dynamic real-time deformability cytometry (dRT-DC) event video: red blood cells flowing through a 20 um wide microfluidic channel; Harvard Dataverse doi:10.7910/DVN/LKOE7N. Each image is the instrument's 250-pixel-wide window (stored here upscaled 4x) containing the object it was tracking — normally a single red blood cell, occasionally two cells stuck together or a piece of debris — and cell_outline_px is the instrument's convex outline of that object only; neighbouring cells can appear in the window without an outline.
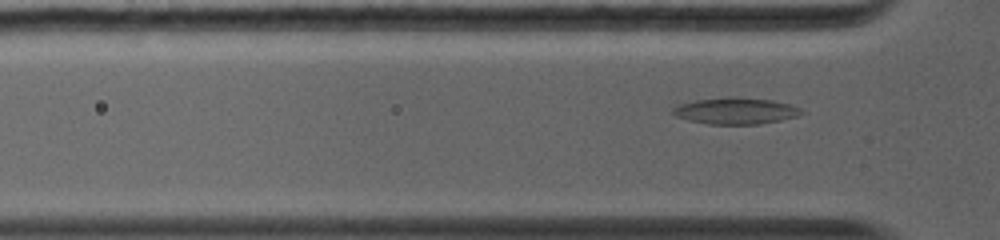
{"species": "common noctule bat (a hibernating species)", "species_latin": "Nyctalus noctula", "temperature_condition": "warm", "stored_images_in_passage": 52, "camera_frame_rate_fps": 5000, "um_per_image_px": 0.085, "animal": {"sex": "female", "body_mass_g": 19.0, "forearm_length_mm": 56.7}, "frame": {"image": 1, "passage_image": 5, "time_ms": 1.0, "image_size_px": [1000, 240], "cell_outline_px": [[804, 112], [796, 116], [780, 120], [756, 124], [708, 124], [688, 120], [676, 116], [672, 112], [672, 108], [676, 104], [696, 100], [732, 96], [740, 96], [772, 100], [788, 104], [800, 108]], "centroid_in_image_um": [62.48, 9.41], "position_along_channel_um": 63.3, "area_um2": 19.88}}
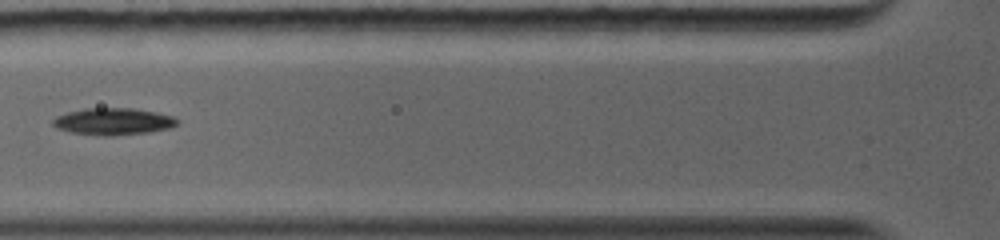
{"frame": {"image": 2, "passage_image": 7, "time_ms": 1.6, "image_size_px": [1000, 240], "cell_outline_px": [[180, 120], [176, 124], [168, 128], [148, 132], [112, 136], [104, 136], [72, 132], [56, 128], [52, 124], [52, 120], [56, 116], [68, 112], [84, 108], [132, 108], [156, 112], [172, 116]], "centroid_in_image_um": [9.6, 10.32], "position_along_channel_um": 116.2, "area_um2": 19.42}}